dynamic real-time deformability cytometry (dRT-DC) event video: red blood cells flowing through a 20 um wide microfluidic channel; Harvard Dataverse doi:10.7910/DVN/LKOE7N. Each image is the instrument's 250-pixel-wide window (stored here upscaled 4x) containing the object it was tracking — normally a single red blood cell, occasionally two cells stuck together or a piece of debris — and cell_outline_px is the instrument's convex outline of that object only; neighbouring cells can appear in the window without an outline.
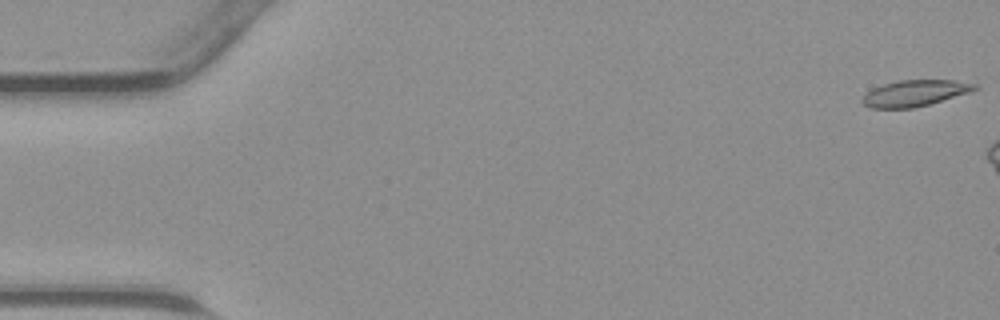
{"species": "common noctule bat (a hibernating species)", "species_latin": "Nyctalus noctula", "temperature_condition": "warm", "stored_images_in_passage": 10, "camera_frame_rate_fps": 3000, "um_per_image_px": 0.085, "animal": {"sex": "male", "body_mass_g": 23.1, "forearm_length_mm": 52.7}, "frame": {"image": 1, "passage_image": 1, "time_ms": 0.0, "image_size_px": [1000, 320], "cell_outline_px": [[980, 88], [972, 92], [928, 104], [912, 108], [868, 108], [860, 100], [872, 88], [896, 80], [976, 76]], "centroid_in_image_um": [78.06, 7.81], "position_along_channel_um": 6.9, "area_um2": 18.79}}